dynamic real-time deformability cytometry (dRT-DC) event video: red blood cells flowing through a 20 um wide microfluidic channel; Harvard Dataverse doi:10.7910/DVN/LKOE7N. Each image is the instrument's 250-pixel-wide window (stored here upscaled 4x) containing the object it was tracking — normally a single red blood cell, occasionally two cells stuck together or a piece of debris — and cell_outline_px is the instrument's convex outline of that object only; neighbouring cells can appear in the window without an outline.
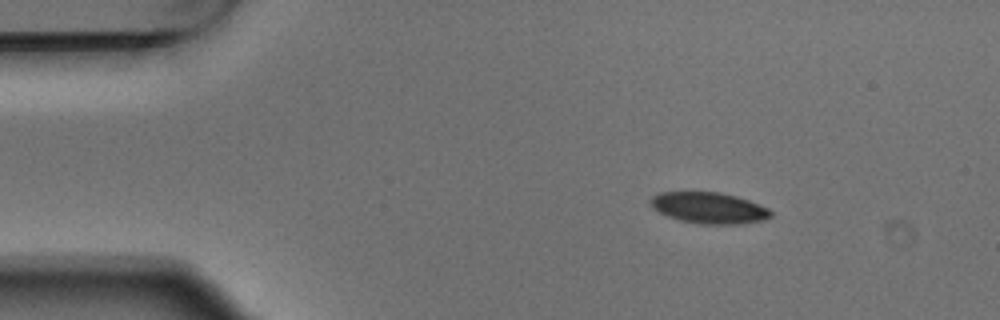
{"species": "Egyptian fruit bat (a non-hibernating species)", "species_latin": "Rousettus aegyptiacus", "temperature_condition": "warm", "stored_images_in_passage": 4, "camera_frame_rate_fps": 3000, "um_per_image_px": 0.085, "animal": {"sex": "male"}, "frame": {"image": 1, "passage_image": 1, "time_ms": 0.0, "image_size_px": [1000, 320], "cell_outline_px": [[772, 216], [764, 220], [736, 224], [700, 224], [680, 220], [668, 216], [652, 208], [652, 196], [660, 192], [720, 192], [736, 196], [748, 200], [768, 208], [772, 212]], "centroid_in_image_um": [60.28, 17.67], "position_along_channel_um": 24.7, "area_um2": 21.68}}
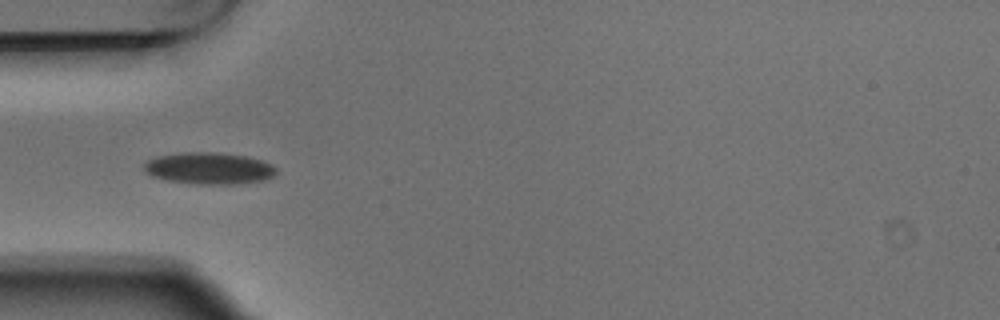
{"frame": {"image": 2, "passage_image": 3, "time_ms": 0.667, "image_size_px": [1000, 320], "cell_outline_px": [[276, 172], [272, 176], [260, 180], [236, 184], [200, 184], [168, 180], [152, 176], [144, 172], [144, 164], [148, 160], [156, 156], [180, 152], [220, 152], [248, 156], [272, 164], [276, 168]], "centroid_in_image_um": [17.74, 14.29], "position_along_channel_um": 67.3, "area_um2": 24.45}}
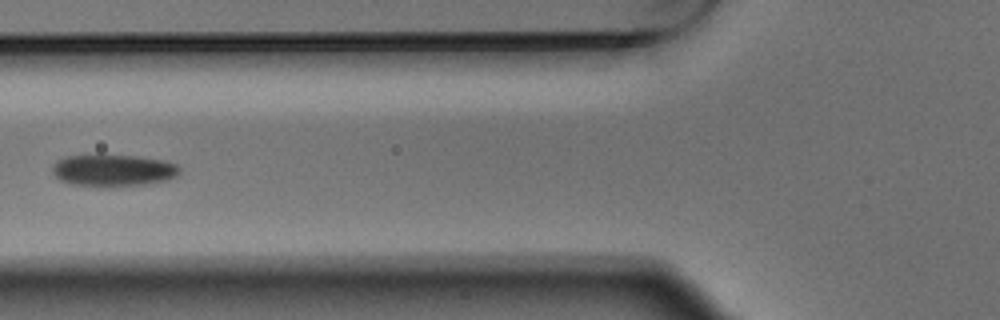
{"frame": {"image": 3, "passage_image": 4, "time_ms": 1.0, "image_size_px": [1000, 320], "cell_outline_px": [[180, 172], [176, 176], [164, 180], [144, 184], [72, 184], [60, 180], [52, 172], [52, 168], [60, 160], [68, 156], [136, 156], [160, 160], [176, 164], [180, 168]], "centroid_in_image_um": [9.65, 14.46], "position_along_channel_um": 116.1, "area_um2": 22.25}}